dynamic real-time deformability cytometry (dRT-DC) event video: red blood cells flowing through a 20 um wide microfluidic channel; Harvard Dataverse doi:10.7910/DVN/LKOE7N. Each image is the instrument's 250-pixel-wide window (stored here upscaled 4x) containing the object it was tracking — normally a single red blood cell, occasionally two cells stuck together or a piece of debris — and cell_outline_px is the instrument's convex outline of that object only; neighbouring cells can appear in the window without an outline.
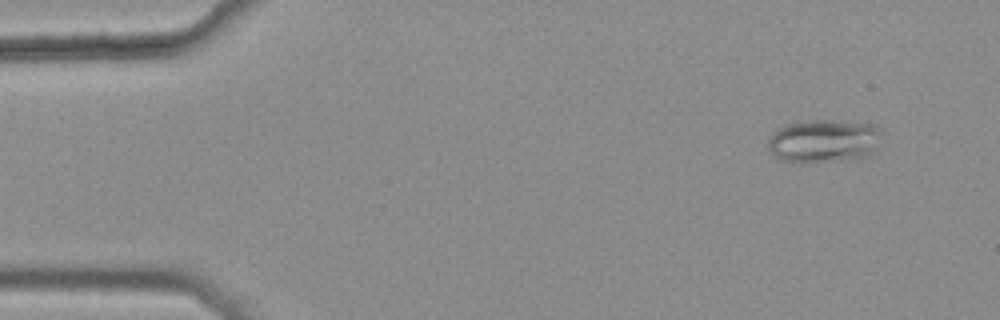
{"species": "common noctule bat (a hibernating species)", "species_latin": "Nyctalus noctula", "temperature_condition": "warm", "stored_images_in_passage": 46, "camera_frame_rate_fps": 3000, "um_per_image_px": 0.085, "animal": {"sex": "female", "body_mass_g": 25.1}, "frame": {"image": 1, "passage_image": 4, "time_ms": 1.0, "image_size_px": [1000, 320], "cell_outline_px": [[880, 132], [872, 152], [868, 156], [844, 160], [804, 164], [784, 160], [768, 152], [768, 136], [772, 132], [784, 124], [800, 120], [832, 120], [876, 124], [880, 128]], "centroid_in_image_um": [69.94, 11.98], "position_along_channel_um": 15.1, "area_um2": 29.07}}
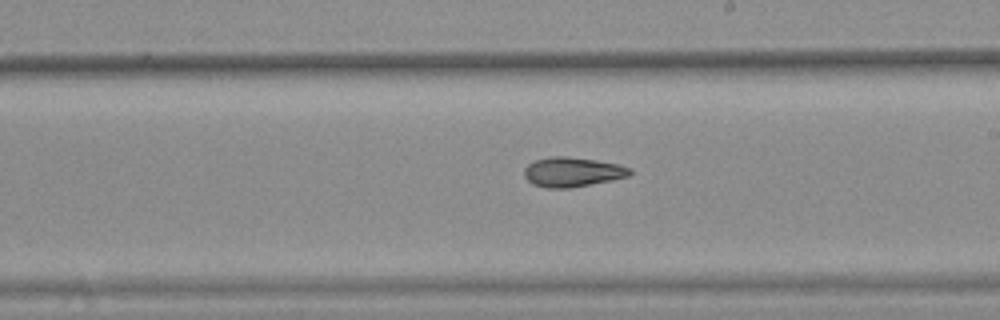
{"frame": {"image": 2, "passage_image": 30, "time_ms": 9.667, "image_size_px": [1000, 320], "cell_outline_px": [[632, 172], [628, 176], [612, 180], [572, 188], [544, 188], [532, 184], [524, 176], [524, 168], [528, 164], [536, 160], [552, 156], [564, 156], [596, 160], [616, 164], [632, 168]], "centroid_in_image_um": [48.64, 14.63], "position_along_channel_um": 240.4, "area_um2": 18.26}}
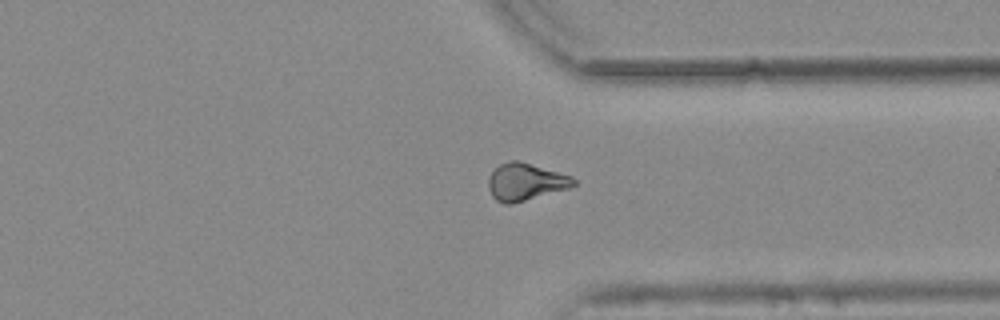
{"frame": {"image": 3, "passage_image": 40, "time_ms": 13.0, "image_size_px": [1000, 320], "cell_outline_px": [[576, 184], [572, 188], [512, 204], [504, 204], [496, 200], [492, 196], [488, 188], [488, 176], [500, 164], [508, 160], [520, 160], [572, 176], [576, 180]], "centroid_in_image_um": [44.68, 15.46], "position_along_channel_um": 366.7, "area_um2": 18.84}, "authors_computed_cell_mechanics": {"area_um2": 18.3515, "velocity_mm_per_s": 3.8, "shape_relaxation_time_tau1_ms": null, "shape_relaxation_time_tau2_ms": 6.3282, "deformation_change_tau1": null, "deformation_change_tau2": 0.1317}}